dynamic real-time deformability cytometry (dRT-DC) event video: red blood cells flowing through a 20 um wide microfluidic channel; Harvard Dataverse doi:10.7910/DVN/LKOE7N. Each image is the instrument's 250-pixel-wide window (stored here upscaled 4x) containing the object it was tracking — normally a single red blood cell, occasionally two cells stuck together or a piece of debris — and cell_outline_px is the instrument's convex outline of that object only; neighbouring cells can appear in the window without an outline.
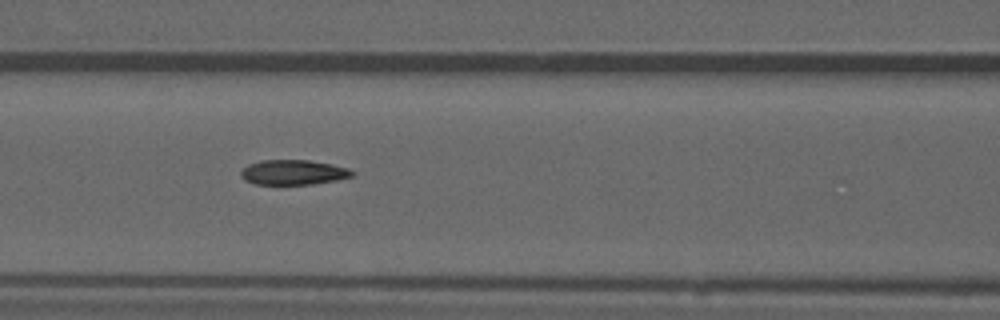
{"species": "common noctule bat (a hibernating species)", "species_latin": "Nyctalus noctula", "temperature_condition": "warm", "stored_images_in_passage": 36, "camera_frame_rate_fps": 3000, "um_per_image_px": 0.085, "animal": {"sex": "male", "forearm_length_mm": 52.5}, "frame": {"image": 1, "passage_image": 11, "time_ms": 3.333, "image_size_px": [1000, 320], "cell_outline_px": [[356, 172], [352, 176], [336, 180], [312, 184], [256, 184], [244, 180], [240, 176], [240, 172], [248, 164], [260, 160], [308, 160], [332, 164], [348, 168]], "centroid_in_image_um": [24.92, 14.64], "position_along_channel_um": 141.7, "area_um2": 16.18}, "authors_computed_cell_mechanics": {"area_um2": 16.5886, "velocity_mm_per_s": 3.9023, "shape_relaxation_time_tau1_ms": null, "shape_relaxation_time_tau2_ms": 3.1713, "deformation_change_tau1": null, "deformation_change_tau2": 0.1103}}